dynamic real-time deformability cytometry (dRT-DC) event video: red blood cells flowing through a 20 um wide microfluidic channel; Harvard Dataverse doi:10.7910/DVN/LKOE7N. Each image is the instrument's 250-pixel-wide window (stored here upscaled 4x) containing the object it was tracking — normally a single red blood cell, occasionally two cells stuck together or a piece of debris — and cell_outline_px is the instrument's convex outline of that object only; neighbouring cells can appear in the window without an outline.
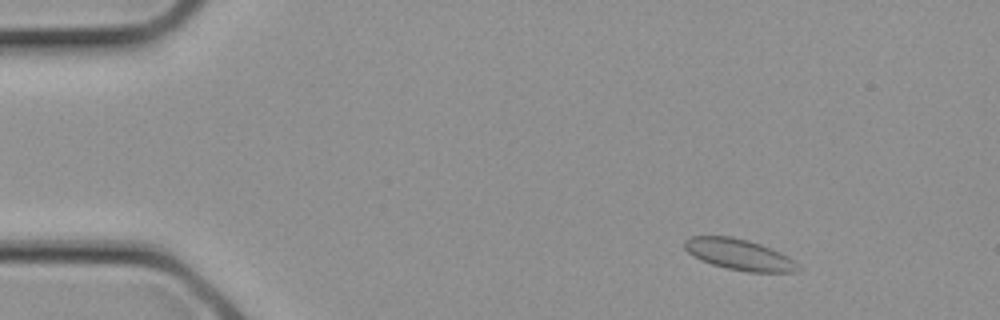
{"species": "common noctule bat (a hibernating species)", "species_latin": "Nyctalus noctula", "temperature_condition": "cold", "stored_images_in_passage": 13, "camera_frame_rate_fps": 3000, "um_per_image_px": 0.085, "animal": {"sex": "female", "body_mass_g": 21.9}, "frame": {"image": 1, "passage_image": 3, "time_ms": 0.667, "image_size_px": [1000, 320], "cell_outline_px": [[800, 268], [796, 272], [748, 272], [728, 268], [712, 264], [700, 260], [692, 256], [684, 248], [684, 240], [688, 236], [732, 236], [748, 240], [760, 244], [780, 252], [788, 256], [800, 264]], "centroid_in_image_um": [62.82, 21.63], "position_along_channel_um": 22.2, "area_um2": 20.63}}
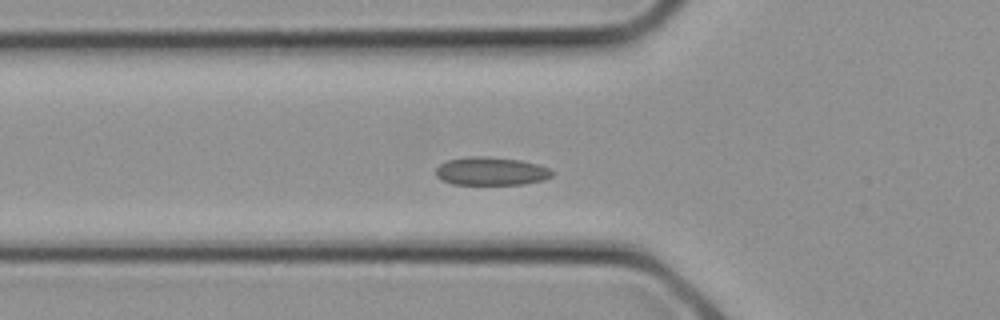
{"frame": {"image": 2, "passage_image": 9, "time_ms": 2.667, "image_size_px": [1000, 320], "cell_outline_px": [[552, 176], [544, 180], [524, 184], [452, 184], [436, 176], [436, 168], [440, 164], [448, 160], [468, 156], [484, 156], [520, 160], [536, 164], [548, 168], [552, 172]], "centroid_in_image_um": [41.73, 14.55], "position_along_channel_um": 84.1, "area_um2": 18.96}}
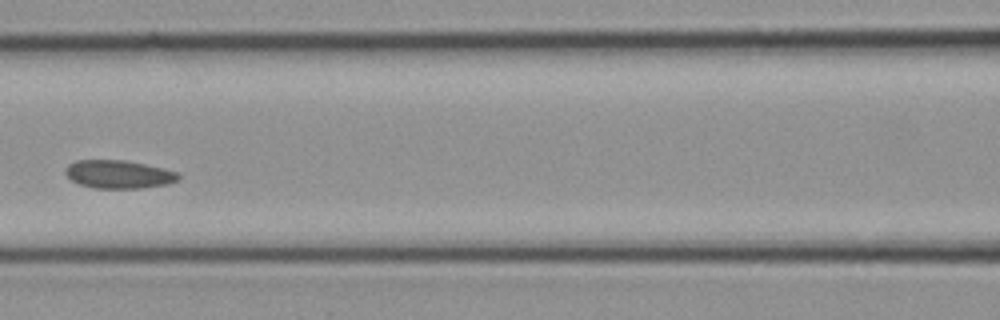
{"frame": {"image": 3, "passage_image": 12, "time_ms": 3.667, "image_size_px": [1000, 320], "cell_outline_px": [[180, 180], [168, 184], [140, 188], [96, 188], [80, 184], [72, 180], [64, 172], [64, 168], [68, 164], [76, 160], [124, 160], [144, 164], [176, 172], [180, 176]], "centroid_in_image_um": [10.06, 14.81], "position_along_channel_um": 156.5, "area_um2": 18.44}}